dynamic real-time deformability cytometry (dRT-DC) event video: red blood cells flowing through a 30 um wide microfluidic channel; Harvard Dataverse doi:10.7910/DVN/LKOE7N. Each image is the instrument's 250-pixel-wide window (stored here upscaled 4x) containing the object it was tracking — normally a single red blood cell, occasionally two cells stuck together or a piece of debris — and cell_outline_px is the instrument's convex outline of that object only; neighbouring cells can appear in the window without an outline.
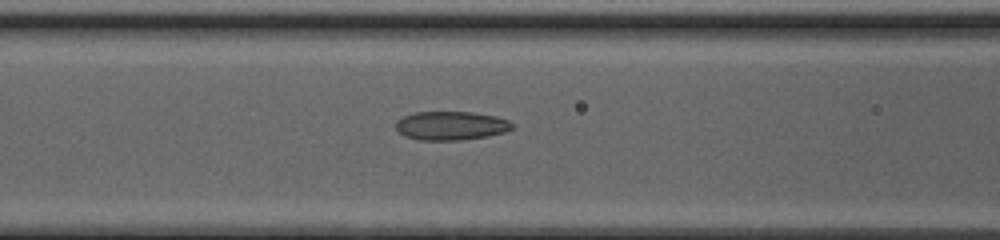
{"species": "common noctule bat (a hibernating species)", "species_latin": "Nyctalus noctula", "temperature_condition": "cold", "stored_images_in_passage": 52, "camera_frame_rate_fps": 3000, "um_per_image_px": 0.085, "animal": {"sex": "female", "body_mass_g": 20.0, "forearm_length_mm": 54.0}, "frame": {"image": 1, "passage_image": 24, "time_ms": 7.667, "image_size_px": [1000, 240], "cell_outline_px": [[512, 128], [504, 132], [488, 136], [460, 140], [420, 140], [404, 136], [396, 128], [396, 120], [404, 116], [416, 112], [472, 112], [496, 116], [508, 120], [512, 124]], "centroid_in_image_um": [38.32, 10.68], "position_along_channel_um": 128.3, "area_um2": 19.42}}
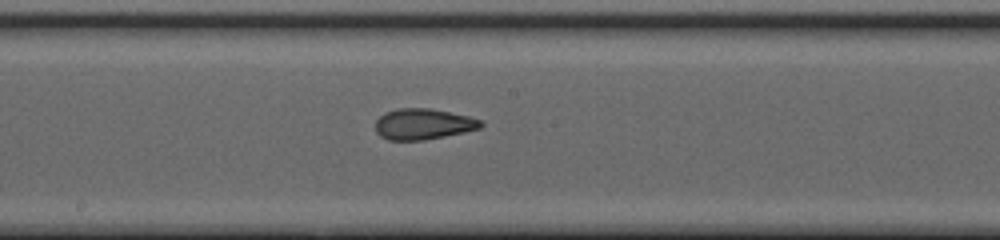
{"frame": {"image": 2, "passage_image": 30, "time_ms": 9.667, "image_size_px": [1000, 240], "cell_outline_px": [[484, 124], [480, 128], [464, 132], [424, 140], [388, 140], [380, 136], [376, 132], [376, 120], [384, 112], [396, 108], [432, 108], [468, 116], [484, 120]], "centroid_in_image_um": [35.97, 10.53], "position_along_channel_um": 212.2, "area_um2": 19.13}}
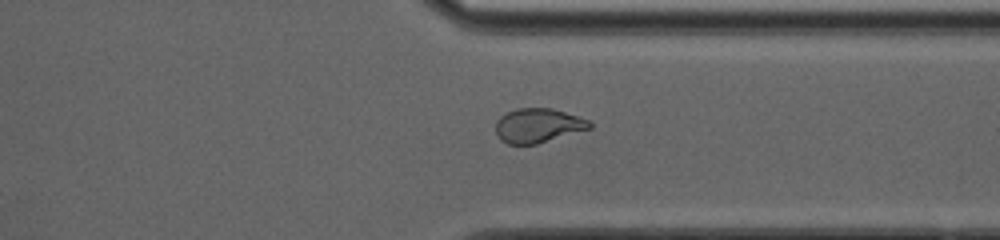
{"frame": {"image": 3, "passage_image": 41, "time_ms": 13.333, "image_size_px": [1000, 240], "cell_outline_px": [[592, 128], [536, 144], [508, 144], [500, 140], [496, 132], [496, 120], [500, 116], [516, 108], [552, 108], [580, 116], [592, 120]], "centroid_in_image_um": [45.76, 10.66], "position_along_channel_um": 365.6, "area_um2": 18.96}, "authors_computed_cell_mechanics": {"area_um2": 20.4901, "velocity_mm_per_s": 4.2005, "shape_relaxation_time_tau1_ms": null, "shape_relaxation_time_tau2_ms": 1.2999, "deformation_change_tau1": null, "deformation_change_tau2": 0.0814}}